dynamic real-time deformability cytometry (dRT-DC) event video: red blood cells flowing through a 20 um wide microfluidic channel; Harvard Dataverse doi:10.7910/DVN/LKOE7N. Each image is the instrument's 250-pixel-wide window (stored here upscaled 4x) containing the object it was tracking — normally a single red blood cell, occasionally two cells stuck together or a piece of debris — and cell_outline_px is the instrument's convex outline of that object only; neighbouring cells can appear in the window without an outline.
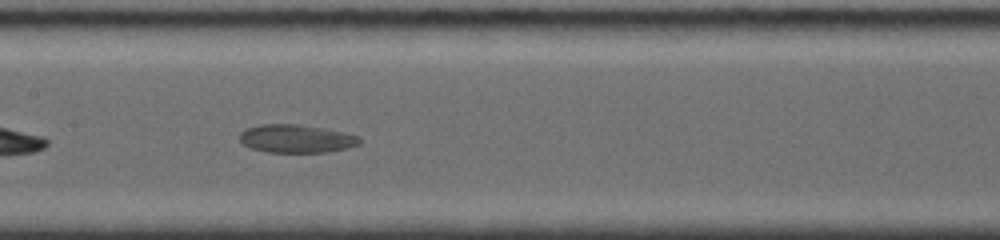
{"species": "common noctule bat (a hibernating species)", "species_latin": "Nyctalus noctula", "temperature_condition": "room temperature", "stored_images_in_passage": 9, "camera_frame_rate_fps": 4000, "um_per_image_px": 0.085, "animal": {"sex": "female", "body_mass_g": 19.0, "forearm_length_mm": 56.7}, "frame": {"image": 1, "passage_image": 6, "time_ms": 3.5, "image_size_px": [1000, 240], "cell_outline_px": [[360, 144], [328, 152], [268, 152], [252, 148], [244, 144], [240, 140], [240, 132], [244, 128], [260, 124], [300, 124], [340, 132], [356, 136], [360, 140]], "centroid_in_image_um": [25.11, 11.78], "position_along_channel_um": 182.3, "area_um2": 19.36}}
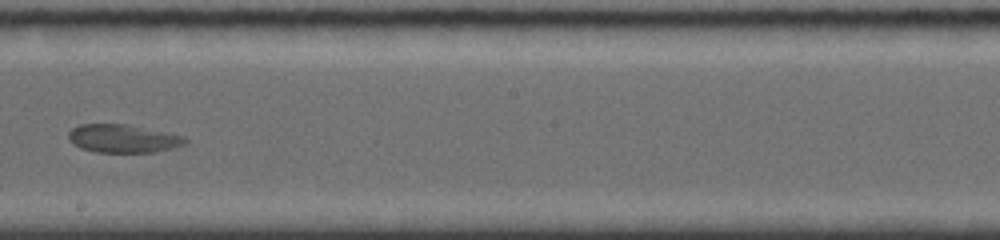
{"frame": {"image": 2, "passage_image": 8, "time_ms": 5.0, "image_size_px": [1000, 240], "cell_outline_px": [[188, 140], [184, 144], [172, 148], [156, 152], [96, 152], [80, 148], [72, 144], [68, 140], [68, 132], [72, 128], [80, 124], [128, 124], [184, 136]], "centroid_in_image_um": [10.42, 11.77], "position_along_channel_um": 237.8, "area_um2": 19.25}}